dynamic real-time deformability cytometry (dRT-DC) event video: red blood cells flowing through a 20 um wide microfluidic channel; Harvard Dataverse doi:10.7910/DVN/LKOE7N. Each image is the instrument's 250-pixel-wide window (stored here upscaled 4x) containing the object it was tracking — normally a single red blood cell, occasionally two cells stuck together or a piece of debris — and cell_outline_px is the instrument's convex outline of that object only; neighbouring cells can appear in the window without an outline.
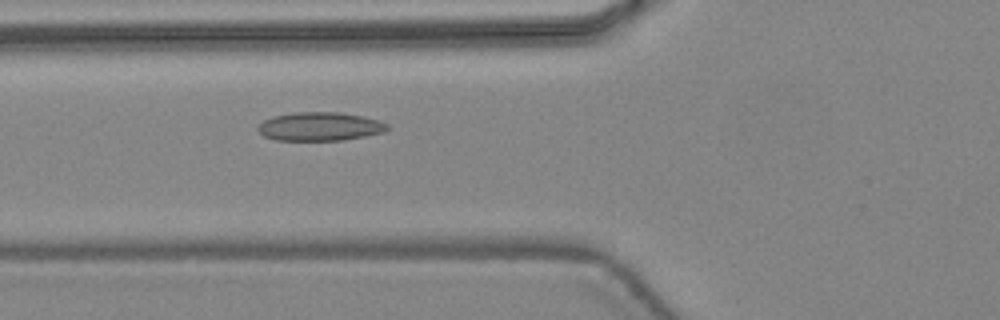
{"species": "common noctule bat (a hibernating species)", "species_latin": "Nyctalus noctula", "temperature_condition": "warm", "stored_images_in_passage": 46, "camera_frame_rate_fps": 3000, "um_per_image_px": 0.085, "animal": {"sex": "female", "body_mass_g": 24.6, "forearm_length_mm": 56.2}, "frame": {"image": 1, "passage_image": 18, "time_ms": 5.667, "image_size_px": [1000, 320], "cell_outline_px": [[392, 128], [384, 132], [344, 140], [276, 140], [264, 136], [256, 128], [264, 120], [272, 116], [296, 112], [340, 112], [360, 116], [376, 120], [388, 124]], "centroid_in_image_um": [27.19, 10.75], "position_along_channel_um": 98.6, "area_um2": 21.5}}
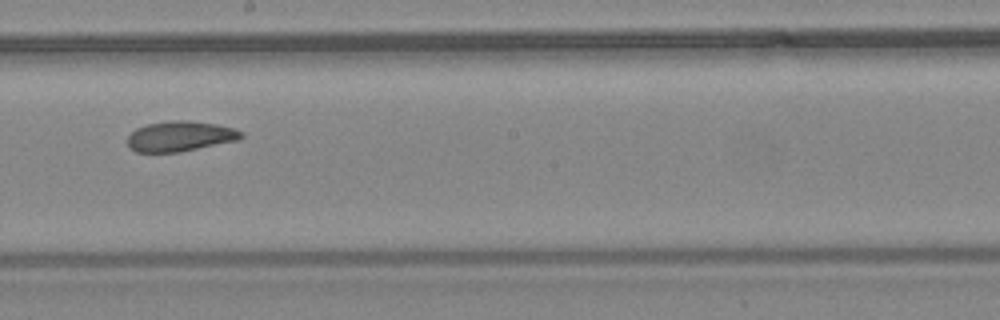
{"frame": {"image": 2, "passage_image": 27, "time_ms": 8.667, "image_size_px": [1000, 320], "cell_outline_px": [[244, 136], [240, 140], [180, 152], [136, 152], [128, 148], [128, 136], [136, 128], [148, 124], [172, 120], [184, 120], [216, 124], [236, 128], [244, 132]], "centroid_in_image_um": [15.35, 11.59], "position_along_channel_um": 232.8, "area_um2": 20.23}}
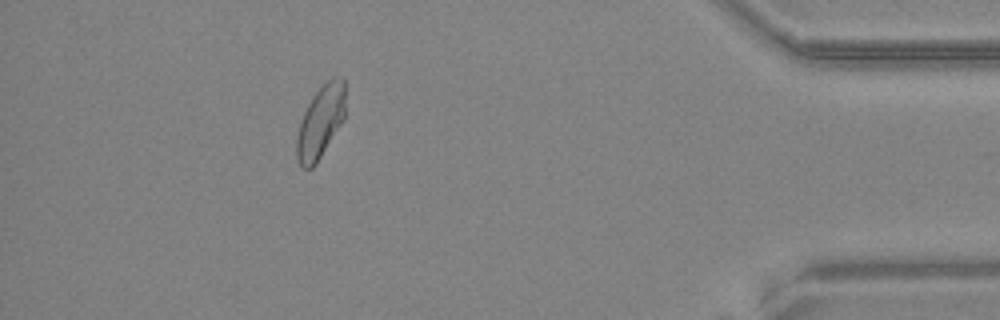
{"frame": {"image": 3, "passage_image": 42, "time_ms": 13.667, "image_size_px": [1000, 320], "cell_outline_px": [[344, 120], [316, 164], [312, 168], [300, 168], [296, 160], [296, 136], [304, 112], [312, 96], [332, 76], [344, 76]], "centroid_in_image_um": [27.23, 10.38], "position_along_channel_um": 408.0, "area_um2": 20.63}, "authors_computed_cell_mechanics": {"area_um2": 20.8947, "velocity_mm_per_s": 4.4595, "shape_relaxation_time_tau1_ms": null, "shape_relaxation_time_tau2_ms": 3.2717, "deformation_change_tau1": null, "deformation_change_tau2": 0.0797}}